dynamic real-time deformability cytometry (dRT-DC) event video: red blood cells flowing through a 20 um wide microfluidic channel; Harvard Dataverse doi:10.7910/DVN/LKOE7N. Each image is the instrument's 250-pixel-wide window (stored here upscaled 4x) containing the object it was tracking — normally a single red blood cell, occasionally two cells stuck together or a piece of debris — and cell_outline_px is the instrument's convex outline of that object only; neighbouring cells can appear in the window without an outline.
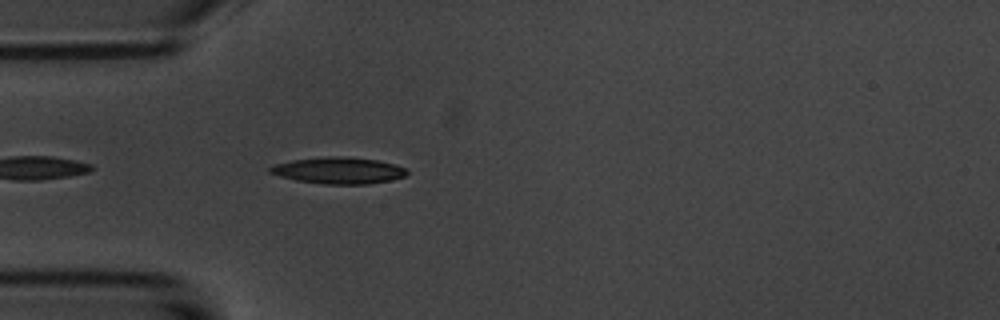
{"species": "common noctule bat (a hibernating species)", "species_latin": "Nyctalus noctula", "temperature_condition": "room temperature", "stored_images_in_passage": 25, "camera_frame_rate_fps": 3000, "um_per_image_px": 0.085, "animal": {"sex": "male", "body_mass_g": 20.1, "forearm_length_mm": 53.5}, "frame": {"image": 1, "passage_image": 1, "time_ms": 0.0, "image_size_px": [1000, 320], "cell_outline_px": [[408, 172], [404, 176], [388, 180], [368, 184], [324, 184], [296, 180], [280, 176], [268, 172], [268, 168], [272, 164], [292, 160], [324, 156], [348, 156], [376, 160], [396, 164], [404, 168]], "centroid_in_image_um": [28.73, 14.47], "position_along_channel_um": 56.3, "area_um2": 21.21}}
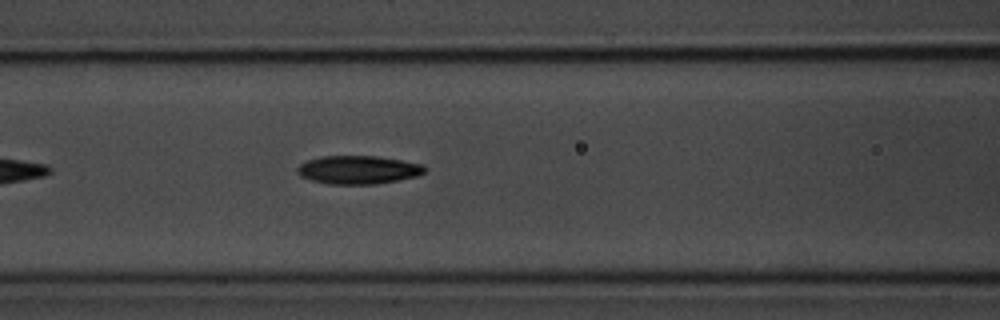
{"frame": {"image": 2, "passage_image": 8, "time_ms": 2.333, "image_size_px": [1000, 320], "cell_outline_px": [[428, 168], [424, 172], [416, 176], [376, 184], [328, 184], [312, 180], [300, 176], [296, 172], [296, 168], [300, 164], [308, 160], [320, 156], [376, 156], [424, 164]], "centroid_in_image_um": [30.43, 14.43], "position_along_channel_um": 136.2, "area_um2": 21.04}}